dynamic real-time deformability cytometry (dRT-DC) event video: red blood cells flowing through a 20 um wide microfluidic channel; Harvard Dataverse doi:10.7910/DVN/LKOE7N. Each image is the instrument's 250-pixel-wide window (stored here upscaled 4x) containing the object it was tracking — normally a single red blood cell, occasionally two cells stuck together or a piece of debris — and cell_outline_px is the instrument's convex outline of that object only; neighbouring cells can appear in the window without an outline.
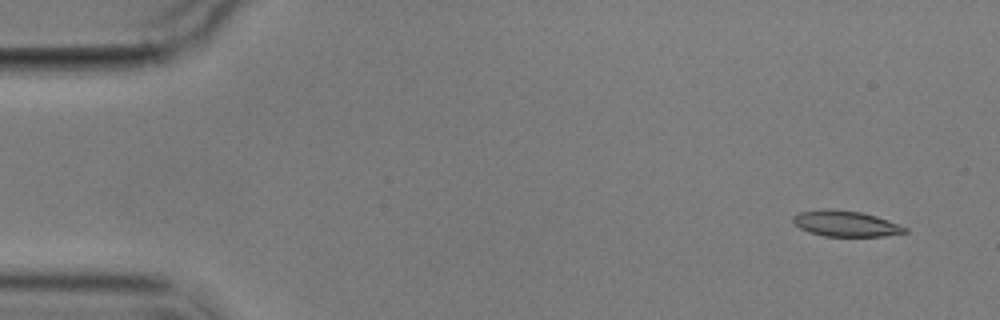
{"species": "common noctule bat (a hibernating species)", "species_latin": "Nyctalus noctula", "temperature_condition": "cold", "stored_images_in_passage": 9, "camera_frame_rate_fps": 3000, "um_per_image_px": 0.085, "animal": {"sex": "male", "body_mass_g": 17.9}, "frame": {"image": 1, "passage_image": 1, "time_ms": 0.0, "image_size_px": [1000, 320], "cell_outline_px": [[908, 232], [884, 236], [824, 236], [800, 228], [792, 220], [792, 216], [800, 212], [828, 208], [860, 212], [876, 216], [888, 220], [908, 228]], "centroid_in_image_um": [71.9, 19.0], "position_along_channel_um": 13.1, "area_um2": 16.65}}
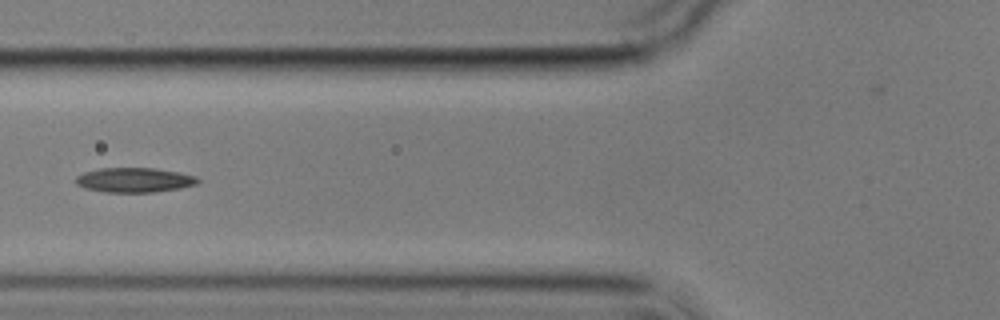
{"frame": {"image": 2, "passage_image": 6, "time_ms": 6.0, "image_size_px": [1000, 320], "cell_outline_px": [[200, 180], [196, 184], [180, 188], [152, 192], [104, 192], [84, 188], [76, 184], [76, 176], [84, 172], [100, 168], [156, 168], [180, 172], [196, 176]], "centroid_in_image_um": [11.42, 15.29], "position_along_channel_um": 114.4, "area_um2": 17.57}}
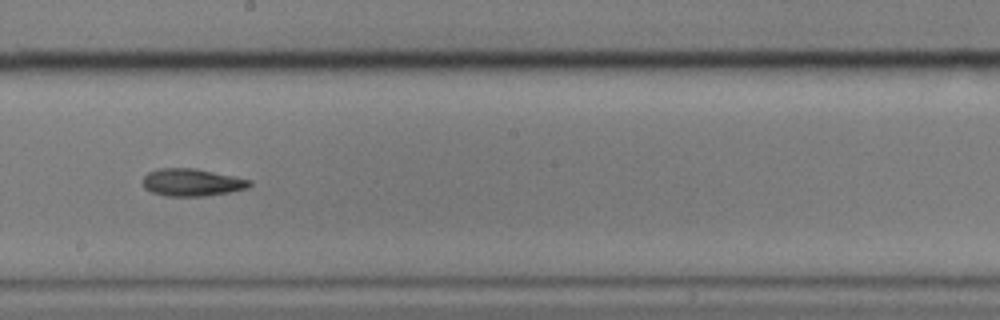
{"frame": {"image": 3, "passage_image": 9, "time_ms": 9.333, "image_size_px": [1000, 320], "cell_outline_px": [[252, 184], [248, 188], [208, 196], [168, 196], [152, 192], [144, 188], [144, 176], [148, 172], [156, 168], [196, 168], [252, 180]], "centroid_in_image_um": [16.32, 15.5], "position_along_channel_um": 231.9, "area_um2": 17.11}}